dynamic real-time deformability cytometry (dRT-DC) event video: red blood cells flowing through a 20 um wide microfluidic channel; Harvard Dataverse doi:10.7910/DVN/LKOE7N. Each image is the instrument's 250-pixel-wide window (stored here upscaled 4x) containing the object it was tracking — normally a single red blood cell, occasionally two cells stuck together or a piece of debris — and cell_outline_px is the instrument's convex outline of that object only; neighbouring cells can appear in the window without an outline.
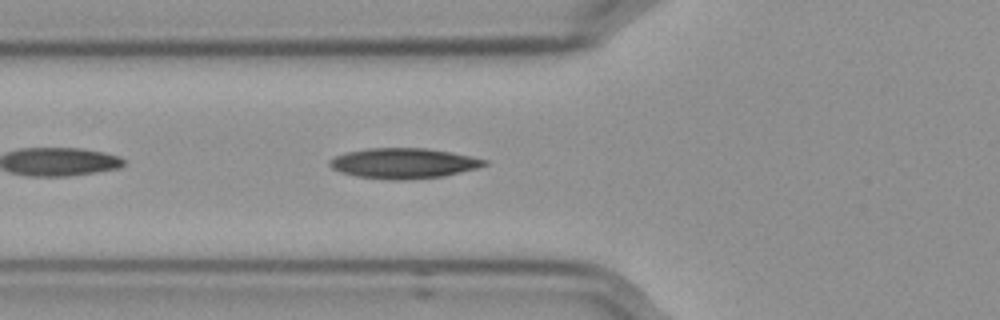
{"species": "Egyptian fruit bat (a non-hibernating species)", "species_latin": "Rousettus aegyptiacus", "temperature_condition": "cold", "stored_images_in_passage": 26, "camera_frame_rate_fps": 3000, "um_per_image_px": 0.085, "frame": {"image": 1, "passage_image": 5, "time_ms": 1.333, "image_size_px": [1000, 320], "cell_outline_px": [[488, 164], [476, 168], [444, 176], [408, 180], [388, 180], [356, 176], [340, 172], [332, 168], [328, 164], [328, 160], [332, 156], [348, 152], [368, 148], [424, 148], [452, 152], [488, 160]], "centroid_in_image_um": [34.27, 13.88], "position_along_channel_um": 91.5, "area_um2": 27.51}}